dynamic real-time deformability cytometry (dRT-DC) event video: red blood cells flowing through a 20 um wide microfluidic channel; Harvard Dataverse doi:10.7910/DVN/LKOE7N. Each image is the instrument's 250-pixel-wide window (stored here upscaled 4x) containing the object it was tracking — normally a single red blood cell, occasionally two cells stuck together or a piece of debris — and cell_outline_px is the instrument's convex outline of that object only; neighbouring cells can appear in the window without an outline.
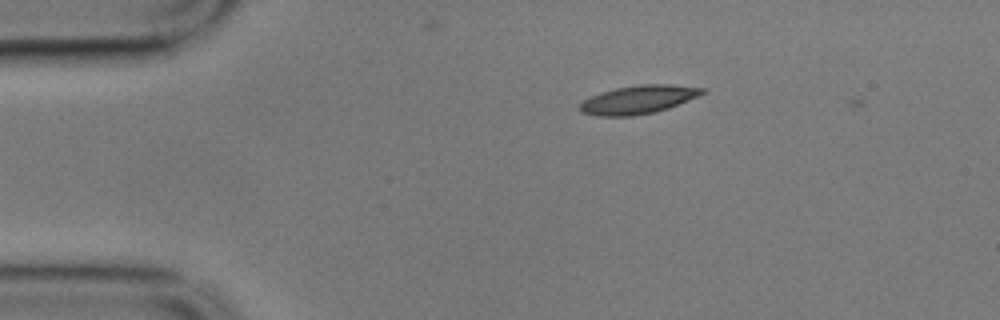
{"species": "common noctule bat (a hibernating species)", "species_latin": "Nyctalus noctula", "temperature_condition": "cold", "stored_images_in_passage": 2, "camera_frame_rate_fps": 3000, "um_per_image_px": 0.085, "animal": {"sex": "male", "body_mass_g": 17.9}, "frame": {"image": 1, "passage_image": 1, "time_ms": 0.0, "image_size_px": [1000, 320], "cell_outline_px": [[708, 92], [668, 108], [652, 112], [632, 116], [596, 116], [580, 112], [580, 104], [584, 100], [600, 92], [616, 88], [640, 84], [672, 84], [708, 88]], "centroid_in_image_um": [54.29, 8.45], "position_along_channel_um": 30.7, "area_um2": 20.29}}